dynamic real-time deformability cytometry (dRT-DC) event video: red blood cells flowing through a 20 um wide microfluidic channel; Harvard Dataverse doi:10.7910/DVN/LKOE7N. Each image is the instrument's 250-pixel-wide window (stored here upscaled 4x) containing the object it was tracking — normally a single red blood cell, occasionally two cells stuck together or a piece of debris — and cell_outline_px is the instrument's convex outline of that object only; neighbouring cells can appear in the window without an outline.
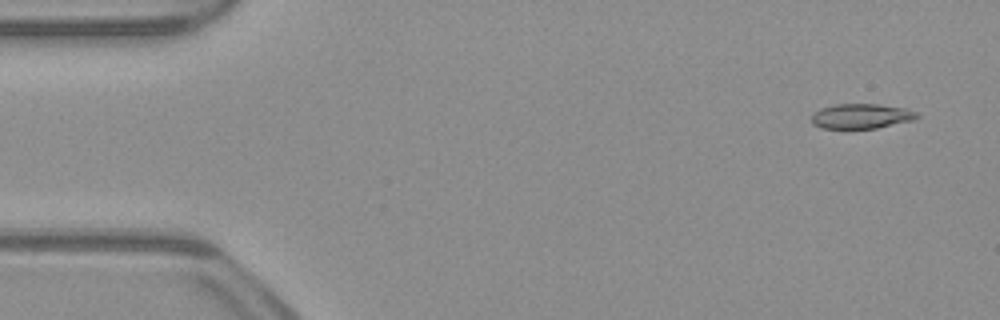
{"species": "common noctule bat (a hibernating species)", "species_latin": "Nyctalus noctula", "temperature_condition": "warm", "stored_images_in_passage": 53, "segment_of_instrument_passage": [1, 2], "camera_frame_rate_fps": 3000, "um_per_image_px": 0.085, "animal": {"sex": "male", "body_mass_g": 23.1, "forearm_length_mm": 52.7}, "frame": {"image": 1, "passage_image": 3, "time_ms": 0.667, "image_size_px": [1000, 320], "cell_outline_px": [[920, 116], [916, 120], [876, 128], [844, 132], [820, 128], [812, 124], [812, 116], [820, 108], [836, 104], [880, 104], [904, 108], [916, 112]], "centroid_in_image_um": [73.17, 9.93], "position_along_channel_um": 11.8, "area_um2": 16.13}}
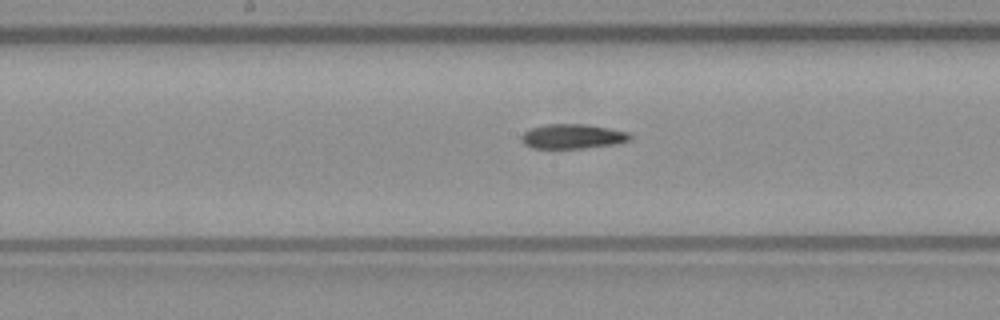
{"frame": {"image": 2, "passage_image": 26, "time_ms": 8.333, "image_size_px": [1000, 320], "cell_outline_px": [[632, 140], [616, 144], [584, 148], [532, 148], [524, 144], [520, 140], [520, 136], [524, 132], [532, 128], [544, 124], [584, 124], [608, 128], [628, 132], [632, 136]], "centroid_in_image_um": [48.67, 11.6], "position_along_channel_um": 199.5, "area_um2": 15.66}}
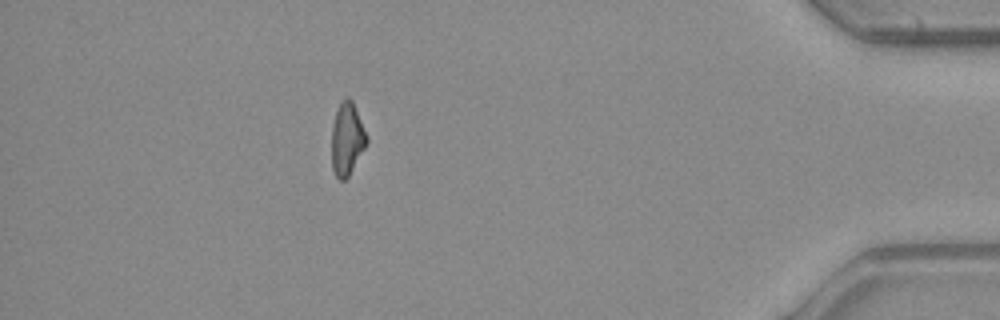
{"frame": {"image": 3, "passage_image": 46, "time_ms": 15.0, "image_size_px": [1000, 320], "cell_outline_px": [[368, 140], [364, 148], [348, 176], [344, 180], [340, 180], [336, 176], [332, 168], [332, 124], [336, 112], [340, 104], [348, 96], [352, 100], [368, 136]], "centroid_in_image_um": [29.5, 11.8], "position_along_channel_um": 405.7, "area_um2": 14.57}}